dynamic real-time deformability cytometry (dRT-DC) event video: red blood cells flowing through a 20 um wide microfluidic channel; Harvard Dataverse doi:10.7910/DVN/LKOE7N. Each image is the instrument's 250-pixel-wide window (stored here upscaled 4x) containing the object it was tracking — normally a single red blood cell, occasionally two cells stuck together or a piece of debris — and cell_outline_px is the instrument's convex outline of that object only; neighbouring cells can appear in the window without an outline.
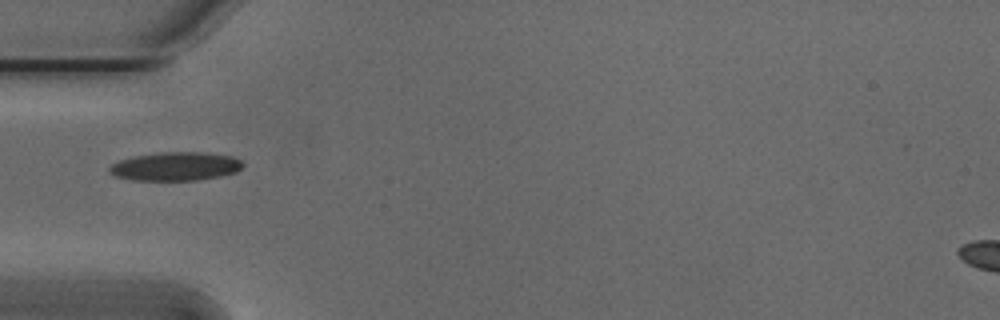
{"species": "Egyptian fruit bat (a non-hibernating species)", "species_latin": "Rousettus aegyptiacus", "temperature_condition": "cold", "stored_images_in_passage": 31, "camera_frame_rate_fps": 3000, "um_per_image_px": 0.085, "animal": {"sex": "male"}, "frame": {"image": 1, "passage_image": 1, "time_ms": 0.0, "image_size_px": [1000, 320], "cell_outline_px": [[244, 164], [236, 172], [220, 176], [196, 180], [132, 180], [116, 176], [108, 172], [108, 168], [112, 164], [120, 160], [132, 156], [160, 152], [208, 152], [232, 156], [240, 160]], "centroid_in_image_um": [14.91, 14.13], "position_along_channel_um": 70.1, "area_um2": 22.31}}
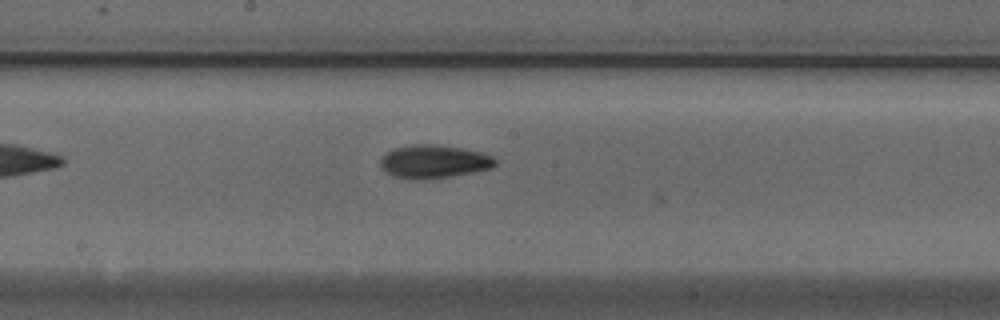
{"frame": {"image": 2, "passage_image": 12, "time_ms": 3.667, "image_size_px": [1000, 320], "cell_outline_px": [[496, 164], [492, 168], [452, 176], [424, 180], [408, 180], [392, 176], [384, 172], [380, 168], [380, 156], [384, 152], [396, 148], [412, 144], [440, 144], [484, 152], [492, 156], [496, 160]], "centroid_in_image_um": [36.82, 13.74], "position_along_channel_um": 211.4, "area_um2": 22.89}}
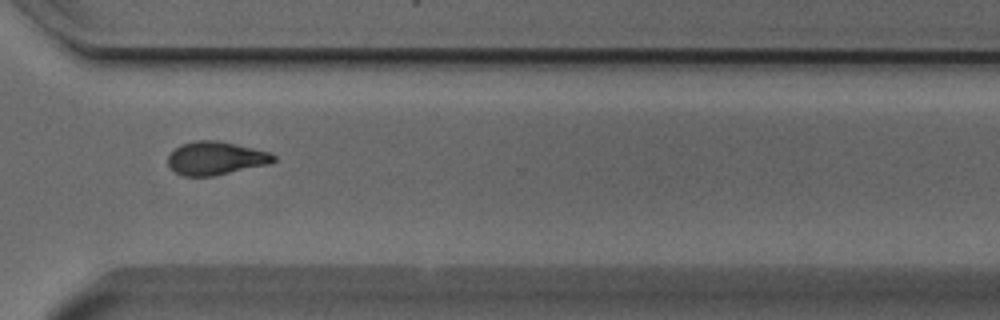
{"frame": {"image": 3, "passage_image": 23, "time_ms": 7.333, "image_size_px": [1000, 320], "cell_outline_px": [[276, 160], [268, 164], [216, 176], [184, 176], [176, 172], [168, 164], [168, 156], [180, 144], [192, 140], [216, 140], [252, 148], [268, 152], [276, 156]], "centroid_in_image_um": [18.32, 13.45], "position_along_channel_um": 352.3, "area_um2": 20.4}, "authors_computed_cell_mechanics": {"area_um2": 20.808, "velocity_mm_per_s": 3.8453, "shape_relaxation_time_tau1_ms": 3.7317, "shape_relaxation_time_tau2_ms": 4.7011, "deformation_change_tau1": 0.1176, "deformation_change_tau2": 0.1024}}